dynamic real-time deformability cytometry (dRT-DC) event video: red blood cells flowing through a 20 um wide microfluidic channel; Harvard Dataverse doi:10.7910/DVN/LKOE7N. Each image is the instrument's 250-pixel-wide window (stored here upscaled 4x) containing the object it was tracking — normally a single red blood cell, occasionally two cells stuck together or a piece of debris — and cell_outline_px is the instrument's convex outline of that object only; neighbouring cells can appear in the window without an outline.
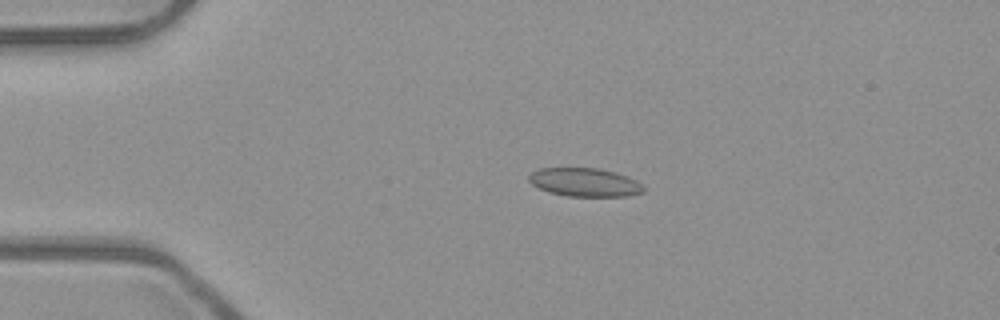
{"species": "common noctule bat (a hibernating species)", "species_latin": "Nyctalus noctula", "temperature_condition": "room temperature", "stored_images_in_passage": 4, "camera_frame_rate_fps": 3000, "um_per_image_px": 0.085, "animal": {"sex": "male", "body_mass_g": 23.1, "forearm_length_mm": 52.7}, "frame": {"image": 1, "passage_image": 3, "time_ms": 0.667, "image_size_px": [1000, 320], "cell_outline_px": [[644, 192], [628, 196], [568, 196], [548, 192], [532, 184], [528, 180], [528, 176], [532, 172], [540, 168], [600, 168], [616, 172], [628, 176], [644, 184]], "centroid_in_image_um": [49.74, 15.49], "position_along_channel_um": 35.3, "area_um2": 19.19}}